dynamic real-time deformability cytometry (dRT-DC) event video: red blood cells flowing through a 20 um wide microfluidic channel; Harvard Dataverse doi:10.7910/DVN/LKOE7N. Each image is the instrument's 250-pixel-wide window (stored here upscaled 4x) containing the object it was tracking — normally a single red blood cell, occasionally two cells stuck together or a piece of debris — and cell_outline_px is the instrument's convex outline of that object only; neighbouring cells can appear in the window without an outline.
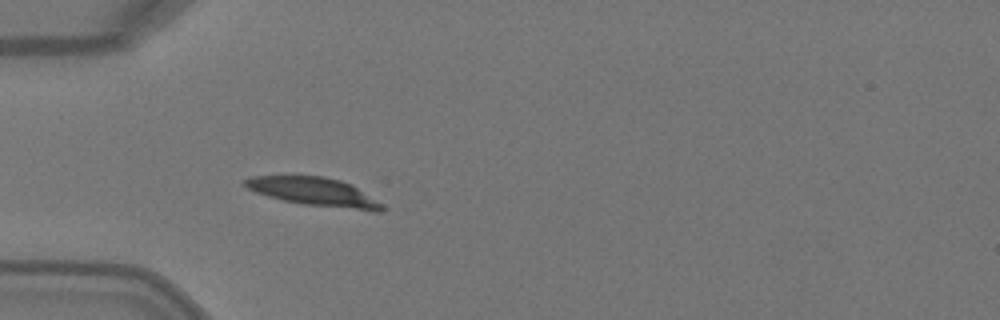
{"species": "Egyptian fruit bat (a non-hibernating species)", "species_latin": "Rousettus aegyptiacus", "temperature_condition": "warm", "stored_images_in_passage": 1, "camera_frame_rate_fps": 3000, "um_per_image_px": 0.085, "animal": {"sex": "female"}, "frame": {"image": 1, "passage_image": 1, "time_ms": 0.0, "image_size_px": [1000, 320], "cell_outline_px": [[388, 208], [380, 212], [372, 212], [304, 204], [284, 200], [268, 196], [256, 192], [240, 184], [248, 176], [324, 176], [340, 180], [352, 184], [384, 204]], "centroid_in_image_um": [26.76, 16.31], "position_along_channel_um": 58.2, "area_um2": 23.0}}